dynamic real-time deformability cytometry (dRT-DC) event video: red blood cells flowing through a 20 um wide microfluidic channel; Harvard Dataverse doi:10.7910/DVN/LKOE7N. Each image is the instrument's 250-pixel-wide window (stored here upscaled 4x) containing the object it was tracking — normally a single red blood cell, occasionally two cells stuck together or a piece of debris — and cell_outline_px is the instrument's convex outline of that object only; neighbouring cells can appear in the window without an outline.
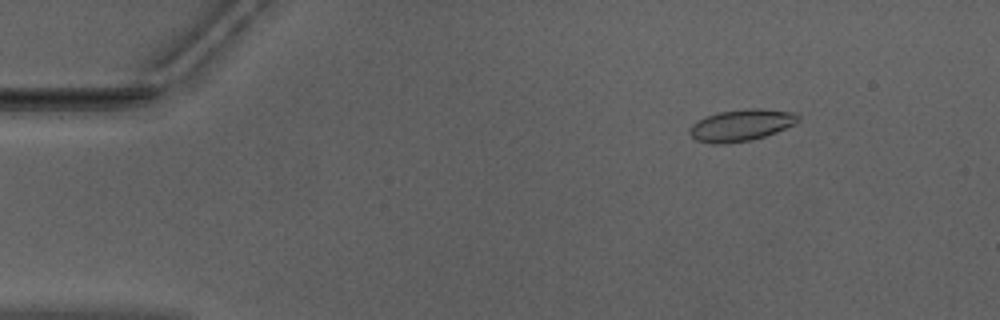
{"species": "Egyptian fruit bat (a non-hibernating species)", "species_latin": "Rousettus aegyptiacus", "temperature_condition": "warm", "stored_images_in_passage": 52, "camera_frame_rate_fps": 3000, "um_per_image_px": 0.085, "animal": {"sex": "male"}, "frame": {"image": 1, "passage_image": 7, "time_ms": 2.0, "image_size_px": [1000, 320], "cell_outline_px": [[800, 120], [776, 132], [752, 140], [720, 144], [712, 144], [696, 140], [688, 132], [692, 124], [696, 120], [704, 116], [720, 112], [748, 108], [760, 108], [796, 112], [800, 116]], "centroid_in_image_um": [62.98, 10.63], "position_along_channel_um": 22.0, "area_um2": 20.11}}
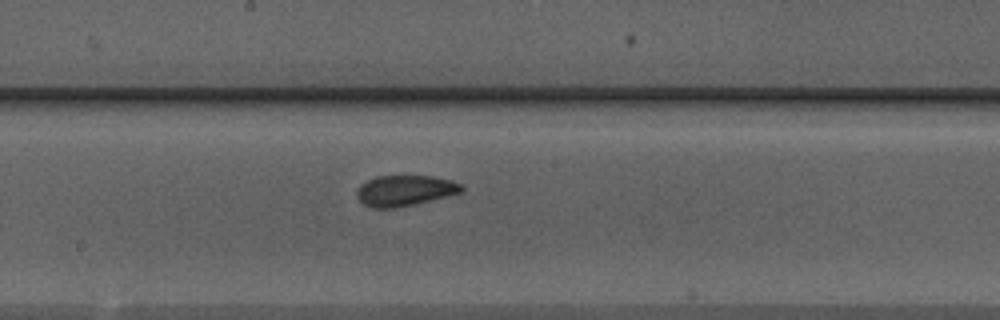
{"frame": {"image": 2, "passage_image": 28, "time_ms": 9.0, "image_size_px": [1000, 320], "cell_outline_px": [[464, 192], [396, 208], [372, 208], [364, 204], [356, 196], [356, 192], [360, 184], [376, 176], [432, 176], [452, 180], [464, 184]], "centroid_in_image_um": [34.44, 16.19], "position_along_channel_um": 213.8, "area_um2": 18.84}}
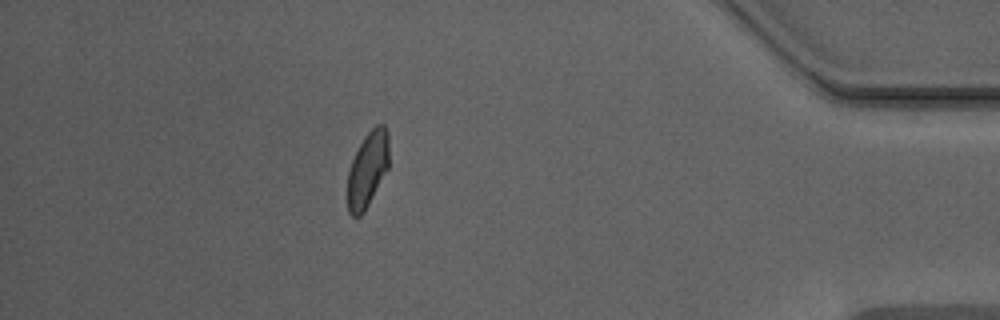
{"frame": {"image": 3, "passage_image": 46, "time_ms": 15.0, "image_size_px": [1000, 320], "cell_outline_px": [[388, 168], [364, 212], [360, 216], [352, 216], [348, 212], [348, 172], [352, 160], [364, 136], [376, 124], [384, 124], [388, 132]], "centroid_in_image_um": [31.25, 14.38], "position_along_channel_um": 404.0, "area_um2": 18.03}, "authors_computed_cell_mechanics": {"area_um2": 18.8428, "velocity_mm_per_s": 3.9555, "shape_relaxation_time_tau1_ms": 4.208, "shape_relaxation_time_tau2_ms": 1.3965, "deformation_change_tau1": 0.1044, "deformation_change_tau2": 0.0584}}